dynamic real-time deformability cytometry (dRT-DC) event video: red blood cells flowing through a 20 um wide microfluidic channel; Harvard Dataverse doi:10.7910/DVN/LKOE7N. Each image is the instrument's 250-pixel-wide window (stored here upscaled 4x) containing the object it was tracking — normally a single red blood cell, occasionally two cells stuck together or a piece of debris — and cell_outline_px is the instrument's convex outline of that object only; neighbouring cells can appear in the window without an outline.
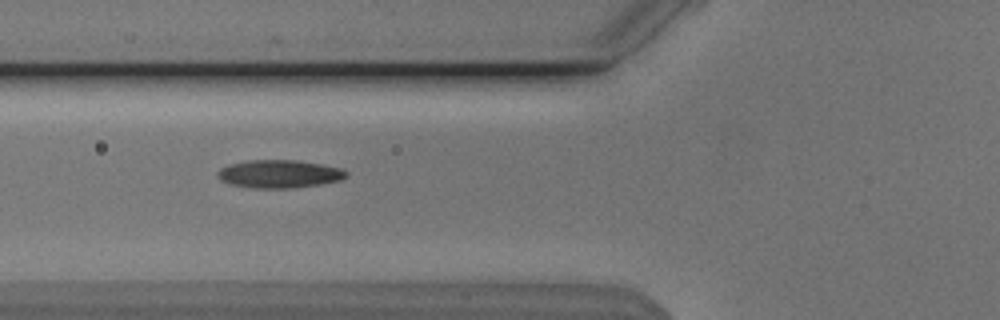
{"species": "Egyptian fruit bat (a non-hibernating species)", "species_latin": "Rousettus aegyptiacus", "temperature_condition": "cold", "stored_images_in_passage": 35, "camera_frame_rate_fps": 3000, "um_per_image_px": 0.085, "animal": {"sex": "male"}, "frame": {"image": 1, "passage_image": 3, "time_ms": 0.667, "image_size_px": [1000, 320], "cell_outline_px": [[348, 176], [340, 180], [320, 184], [292, 188], [256, 188], [232, 184], [220, 180], [216, 176], [216, 172], [220, 168], [228, 164], [248, 160], [296, 160], [324, 164], [340, 168], [348, 172]], "centroid_in_image_um": [23.73, 14.77], "position_along_channel_um": 102.1, "area_um2": 21.1}}
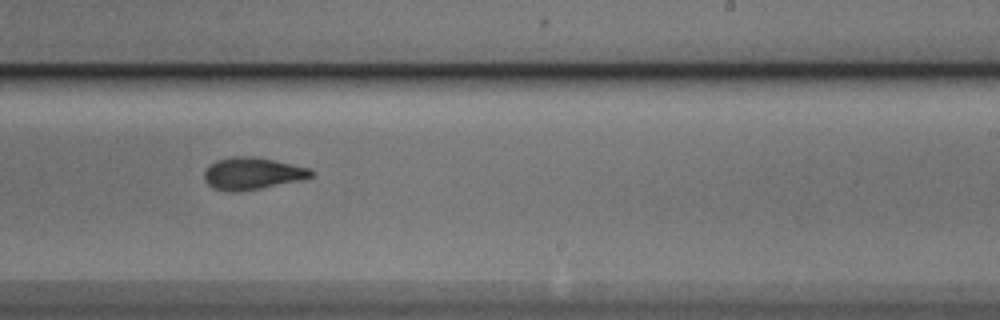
{"frame": {"image": 2, "passage_image": 16, "time_ms": 5.0, "image_size_px": [1000, 320], "cell_outline_px": [[312, 176], [300, 180], [260, 188], [232, 192], [212, 188], [204, 180], [204, 172], [216, 160], [232, 156], [256, 156], [308, 168], [312, 172]], "centroid_in_image_um": [21.4, 14.74], "position_along_channel_um": 267.6, "area_um2": 19.65}}
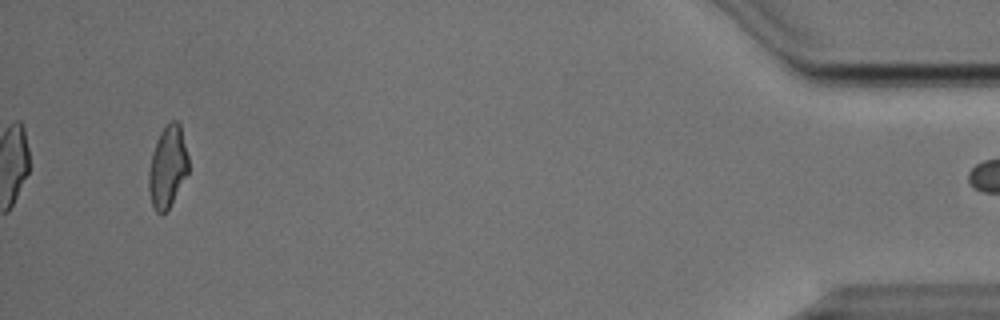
{"frame": {"image": 3, "passage_image": 34, "time_ms": 11.0, "image_size_px": [1000, 320], "cell_outline_px": [[188, 172], [168, 208], [164, 212], [156, 212], [152, 204], [148, 188], [148, 172], [152, 152], [160, 132], [172, 120], [176, 120], [180, 124], [188, 156]], "centroid_in_image_um": [14.23, 14.15], "position_along_channel_um": 421.0, "area_um2": 18.55}}